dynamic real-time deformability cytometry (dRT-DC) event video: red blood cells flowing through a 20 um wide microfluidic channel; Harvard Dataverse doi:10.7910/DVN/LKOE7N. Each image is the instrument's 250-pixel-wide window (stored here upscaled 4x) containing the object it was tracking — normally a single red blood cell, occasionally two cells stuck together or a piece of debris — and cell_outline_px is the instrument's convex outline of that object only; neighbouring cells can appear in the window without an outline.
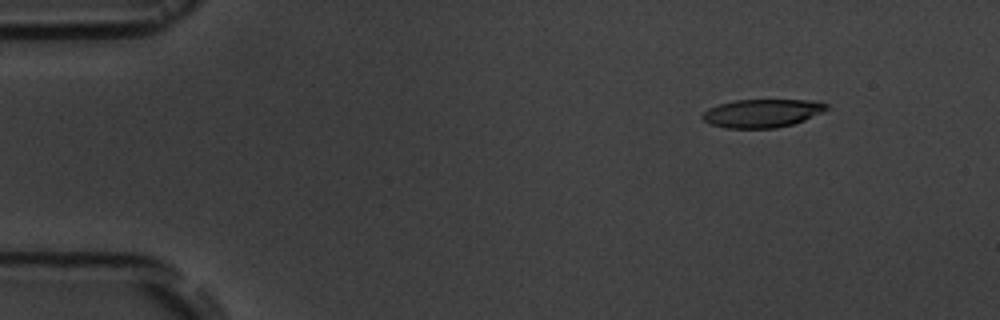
{"species": "common noctule bat (a hibernating species)", "species_latin": "Nyctalus noctula", "temperature_condition": "room temperature", "stored_images_in_passage": 4, "camera_frame_rate_fps": 3000, "um_per_image_px": 0.085, "animal": {"sex": "male", "body_mass_g": 19.5, "forearm_length_mm": 54.6}, "frame": {"image": 1, "passage_image": 1, "time_ms": 0.0, "image_size_px": [1000, 320], "cell_outline_px": [[832, 108], [824, 112], [804, 120], [792, 124], [776, 128], [724, 128], [712, 124], [704, 120], [700, 116], [708, 108], [720, 104], [736, 100], [820, 100], [828, 104]], "centroid_in_image_um": [64.85, 9.61], "position_along_channel_um": 20.1, "area_um2": 20.63}}
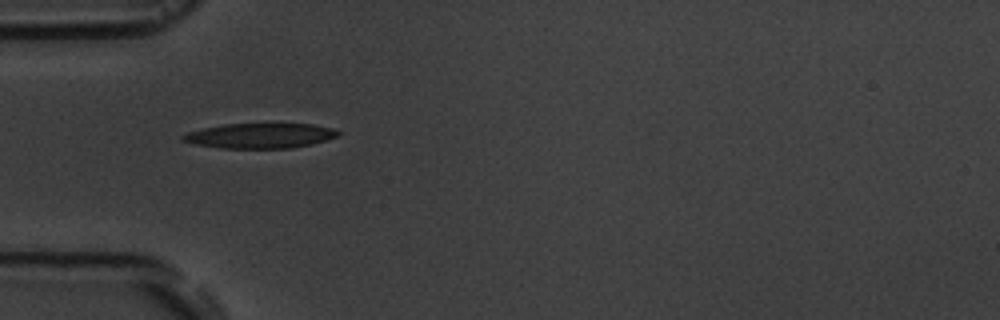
{"frame": {"image": 2, "passage_image": 4, "time_ms": 3.667, "image_size_px": [1000, 320], "cell_outline_px": [[340, 136], [312, 144], [292, 148], [220, 148], [196, 144], [180, 140], [180, 136], [188, 132], [204, 128], [224, 124], [312, 124], [332, 128], [340, 132]], "centroid_in_image_um": [22.12, 11.54], "position_along_channel_um": 62.9, "area_um2": 22.6}}